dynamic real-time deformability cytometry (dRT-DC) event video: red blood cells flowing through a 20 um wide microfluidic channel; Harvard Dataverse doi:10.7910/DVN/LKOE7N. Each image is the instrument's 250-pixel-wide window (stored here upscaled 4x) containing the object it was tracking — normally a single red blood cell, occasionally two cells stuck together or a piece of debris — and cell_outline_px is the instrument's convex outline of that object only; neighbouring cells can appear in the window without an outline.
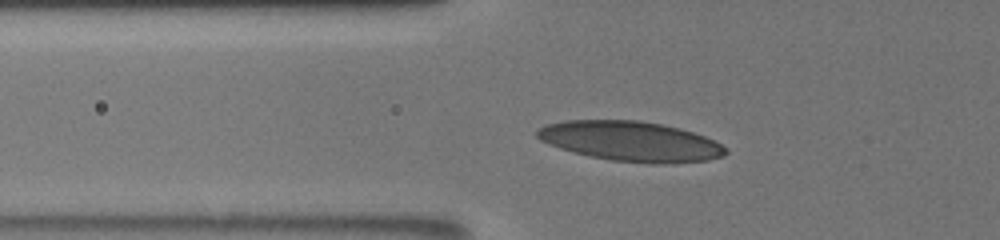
{"species": "human", "species_latin": "Homo sapiens", "temperature_condition": "room temperature", "stored_images_in_passage": 32, "camera_frame_rate_fps": 3000, "um_per_image_px": 0.085, "donor": {"sex": "male"}, "frame": {"image": 1, "passage_image": 2, "time_ms": 0.333, "image_size_px": [1000, 240], "cell_outline_px": [[728, 152], [724, 156], [708, 160], [664, 164], [652, 164], [612, 160], [572, 152], [548, 144], [540, 140], [536, 136], [536, 132], [540, 128], [548, 124], [568, 120], [640, 120], [664, 124], [680, 128], [704, 136], [720, 144]], "centroid_in_image_um": [53.61, 12.01], "position_along_channel_um": 72.2, "area_um2": 43.75}}
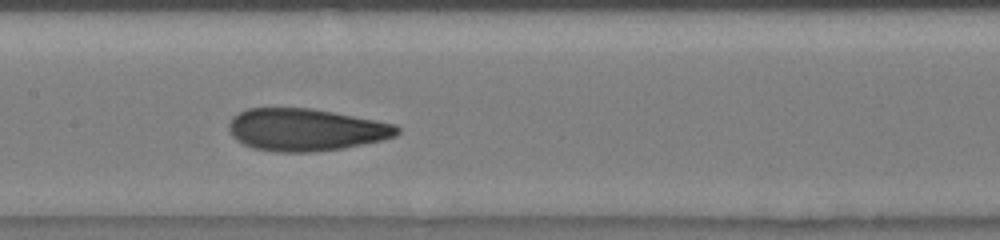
{"frame": {"image": 2, "passage_image": 11, "time_ms": 3.333, "image_size_px": [1000, 240], "cell_outline_px": [[400, 132], [396, 136], [384, 140], [344, 148], [312, 152], [276, 152], [252, 148], [236, 140], [232, 136], [228, 128], [228, 124], [232, 116], [248, 108], [312, 108], [376, 120], [396, 124], [400, 128]], "centroid_in_image_um": [26.0, 11.03], "position_along_channel_um": 181.4, "area_um2": 41.79}}
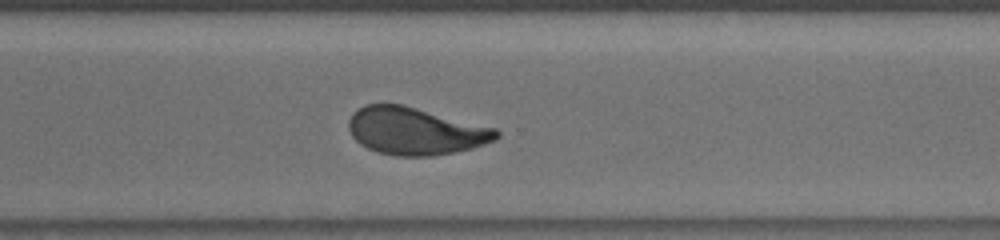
{"frame": {"image": 3, "passage_image": 23, "time_ms": 7.333, "image_size_px": [1000, 240], "cell_outline_px": [[500, 136], [496, 140], [472, 148], [456, 152], [432, 156], [396, 156], [380, 152], [368, 148], [360, 144], [352, 136], [348, 128], [348, 120], [352, 112], [364, 104], [404, 104], [496, 128], [500, 132]], "centroid_in_image_um": [35.31, 11.13], "position_along_channel_um": 335.3, "area_um2": 41.1}, "authors_computed_cell_mechanics": {"area_um2": 41.0091, "velocity_mm_per_s": 3.8614, "shape_relaxation_time_tau1_ms": 6.2473, "shape_relaxation_time_tau2_ms": 1.0834, "deformation_change_tau1": 0.1839, "deformation_change_tau2": 0.0777}}